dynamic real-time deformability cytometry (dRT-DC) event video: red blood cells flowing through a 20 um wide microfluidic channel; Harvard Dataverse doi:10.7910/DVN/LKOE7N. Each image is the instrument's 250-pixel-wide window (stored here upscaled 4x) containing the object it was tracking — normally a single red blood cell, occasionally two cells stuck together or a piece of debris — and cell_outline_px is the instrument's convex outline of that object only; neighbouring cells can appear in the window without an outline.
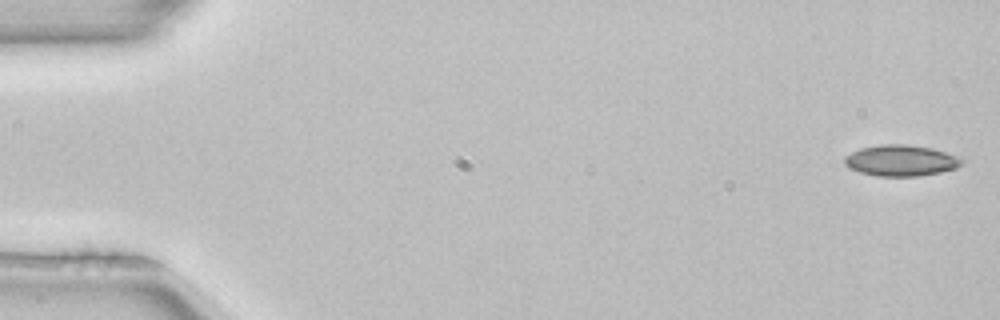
{"species": "common noctule bat (a hibernating species)", "species_latin": "Nyctalus noctula", "temperature_condition": "room temperature", "stored_images_in_passage": 52, "camera_frame_rate_fps": 3000, "um_per_image_px": 0.085, "animal": {"sex": "female", "body_mass_g": 22.7, "forearm_length_mm": 54.2}, "frame": {"image": 1, "passage_image": 1, "time_ms": 0.0, "image_size_px": [1000, 320], "cell_outline_px": [[968, 160], [964, 164], [956, 168], [940, 172], [920, 176], [876, 176], [860, 172], [848, 168], [844, 164], [844, 156], [860, 148], [880, 144], [904, 144], [932, 148]], "centroid_in_image_um": [76.59, 13.65], "position_along_channel_um": 8.4, "area_um2": 21.44}}
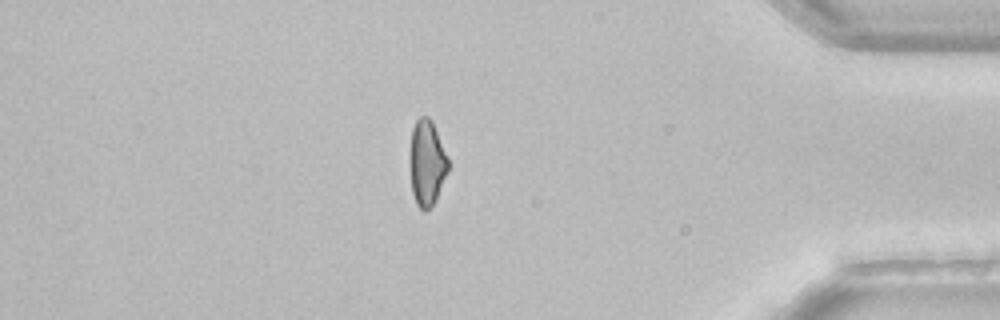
{"frame": {"image": 2, "passage_image": 44, "time_ms": 14.333, "image_size_px": [1000, 320], "cell_outline_px": [[448, 172], [436, 200], [424, 212], [416, 204], [412, 192], [408, 164], [408, 156], [412, 128], [416, 120], [420, 116], [428, 116], [432, 120], [448, 156]], "centroid_in_image_um": [36.26, 13.83], "position_along_channel_um": 398.9, "area_um2": 19.71}}
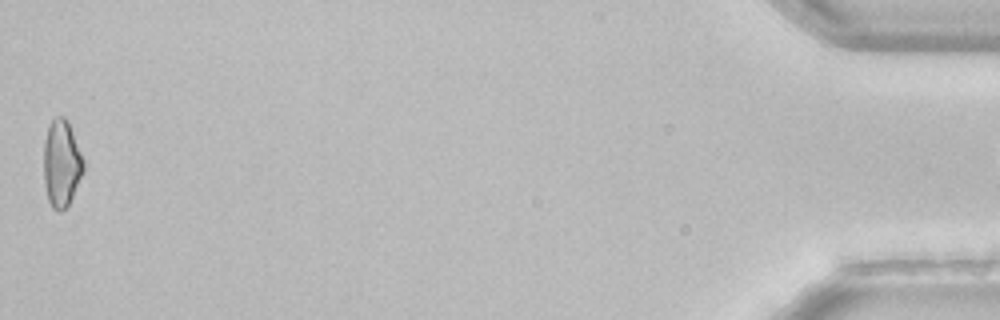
{"frame": {"image": 3, "passage_image": 51, "time_ms": 16.667, "image_size_px": [1000, 320], "cell_outline_px": [[84, 172], [68, 204], [60, 212], [56, 212], [52, 208], [48, 200], [44, 184], [44, 140], [48, 128], [52, 120], [56, 116], [64, 116], [68, 120], [84, 160]], "centroid_in_image_um": [5.23, 13.89], "position_along_channel_um": 430.0, "area_um2": 20.23}}